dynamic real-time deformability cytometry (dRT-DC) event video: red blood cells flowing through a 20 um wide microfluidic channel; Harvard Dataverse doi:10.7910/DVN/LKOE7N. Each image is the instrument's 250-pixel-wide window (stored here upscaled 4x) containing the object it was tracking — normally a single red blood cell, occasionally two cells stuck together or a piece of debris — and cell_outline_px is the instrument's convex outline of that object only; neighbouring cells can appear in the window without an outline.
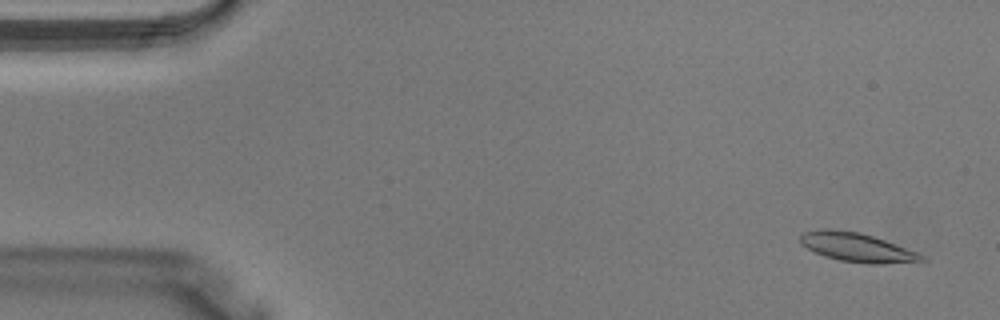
{"species": "Egyptian fruit bat (a non-hibernating species)", "species_latin": "Rousettus aegyptiacus", "temperature_condition": "warm", "stored_images_in_passage": 9, "camera_frame_rate_fps": 3000, "um_per_image_px": 0.085, "animal": {"sex": "male"}, "frame": {"image": 1, "passage_image": 2, "time_ms": 0.333, "image_size_px": [1000, 320], "cell_outline_px": [[928, 260], [884, 264], [868, 264], [840, 260], [824, 256], [800, 244], [800, 236], [804, 232], [824, 228], [828, 228], [860, 232], [884, 240], [916, 252], [924, 256]], "centroid_in_image_um": [72.82, 21.02], "position_along_channel_um": 12.2, "area_um2": 20.29}}